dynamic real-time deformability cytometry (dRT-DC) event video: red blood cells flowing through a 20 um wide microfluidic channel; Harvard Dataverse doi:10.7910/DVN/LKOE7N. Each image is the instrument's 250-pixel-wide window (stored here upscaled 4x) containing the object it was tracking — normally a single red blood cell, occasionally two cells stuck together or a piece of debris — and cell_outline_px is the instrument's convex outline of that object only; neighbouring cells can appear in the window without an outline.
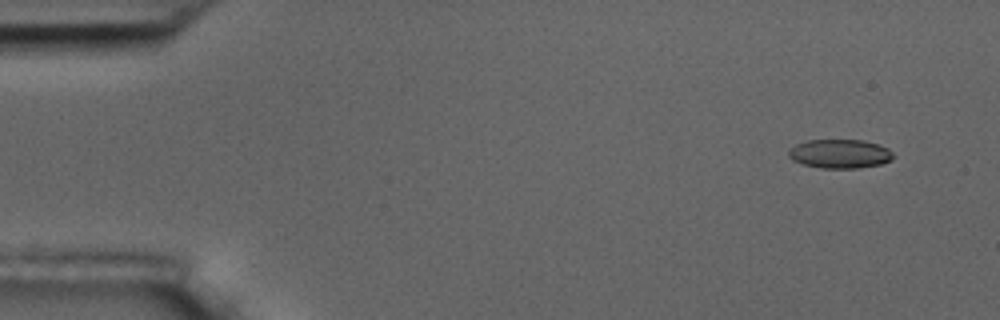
{"species": "common noctule bat (a hibernating species)", "species_latin": "Nyctalus noctula", "temperature_condition": "room temperature", "stored_images_in_passage": 54, "camera_frame_rate_fps": 3000, "um_per_image_px": 0.085, "animal": {"sex": "male", "body_mass_g": 17.5, "forearm_length_mm": 52.3}, "frame": {"image": 1, "passage_image": 2, "time_ms": 0.333, "image_size_px": [1000, 320], "cell_outline_px": [[892, 160], [880, 164], [856, 168], [820, 168], [804, 164], [792, 160], [788, 156], [788, 152], [796, 144], [808, 140], [864, 140], [888, 148], [892, 152]], "centroid_in_image_um": [71.38, 13.07], "position_along_channel_um": 13.6, "area_um2": 17.51}}
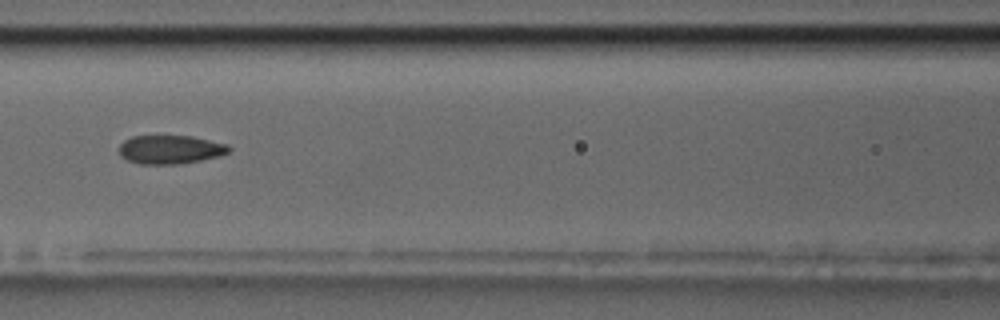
{"frame": {"image": 2, "passage_image": 23, "time_ms": 7.333, "image_size_px": [1000, 320], "cell_outline_px": [[232, 148], [228, 152], [220, 156], [180, 164], [140, 164], [128, 160], [120, 156], [120, 144], [124, 140], [132, 136], [192, 136], [228, 144]], "centroid_in_image_um": [14.49, 12.71], "position_along_channel_um": 152.1, "area_um2": 18.38}}
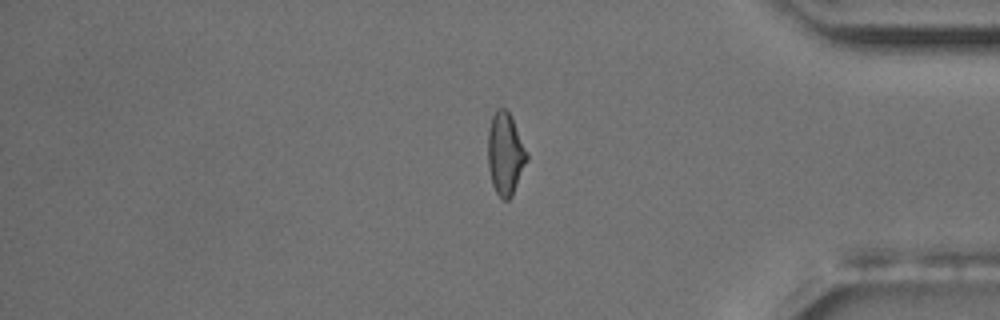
{"frame": {"image": 3, "passage_image": 45, "time_ms": 14.667, "image_size_px": [1000, 320], "cell_outline_px": [[528, 160], [512, 196], [508, 200], [504, 200], [496, 192], [492, 184], [488, 168], [488, 128], [492, 116], [500, 108], [504, 108], [508, 112], [528, 152]], "centroid_in_image_um": [42.95, 13.11], "position_along_channel_um": 392.3, "area_um2": 18.55}, "authors_computed_cell_mechanics": {"area_um2": 18.6983, "velocity_mm_per_s": 3.6026, "shape_relaxation_time_tau1_ms": 9.4201, "shape_relaxation_time_tau2_ms": 2.3148, "deformation_change_tau1": 0.1883, "deformation_change_tau2": 0.0693}}